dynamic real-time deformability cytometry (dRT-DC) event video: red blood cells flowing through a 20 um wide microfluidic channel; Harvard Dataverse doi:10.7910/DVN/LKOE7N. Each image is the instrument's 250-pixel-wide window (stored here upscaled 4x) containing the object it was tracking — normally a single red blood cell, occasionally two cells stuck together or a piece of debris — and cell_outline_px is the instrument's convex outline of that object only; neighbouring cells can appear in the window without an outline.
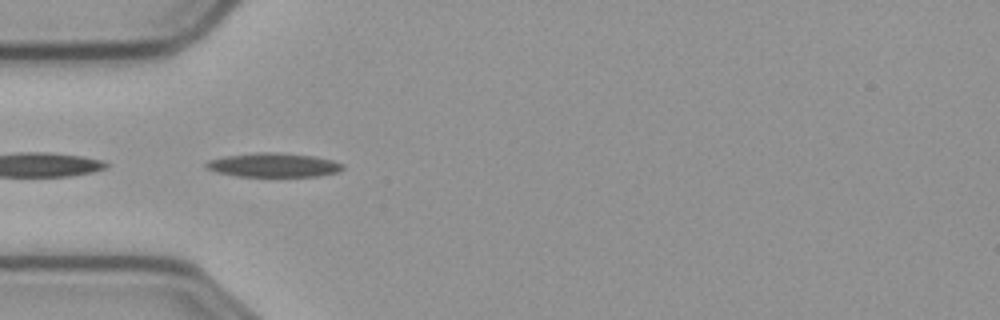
{"species": "common noctule bat (a hibernating species)", "species_latin": "Nyctalus noctula", "temperature_condition": "cold", "stored_images_in_passage": 11, "camera_frame_rate_fps": 3000, "um_per_image_px": 0.085, "animal": {"sex": "male", "body_mass_g": 23.1, "forearm_length_mm": 52.7}, "frame": {"image": 1, "passage_image": 1, "time_ms": 0.0, "image_size_px": [1000, 320], "cell_outline_px": [[344, 168], [336, 172], [316, 176], [236, 176], [216, 172], [208, 168], [204, 164], [208, 160], [228, 156], [260, 152], [268, 152], [312, 156], [332, 160], [344, 164]], "centroid_in_image_um": [23.24, 14.03], "position_along_channel_um": 61.8, "area_um2": 18.73}}
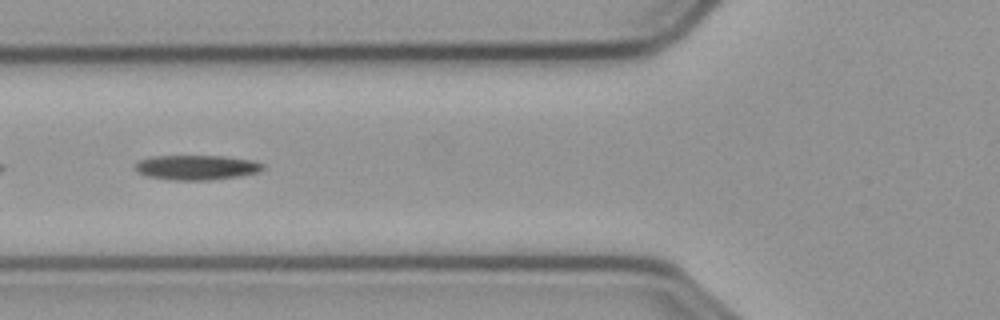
{"frame": {"image": 2, "passage_image": 5, "time_ms": 1.333, "image_size_px": [1000, 320], "cell_outline_px": [[264, 168], [256, 172], [240, 176], [208, 180], [172, 180], [148, 176], [136, 172], [136, 164], [140, 160], [152, 156], [224, 156], [252, 160], [264, 164]], "centroid_in_image_um": [16.7, 14.23], "position_along_channel_um": 109.1, "area_um2": 18.32}}
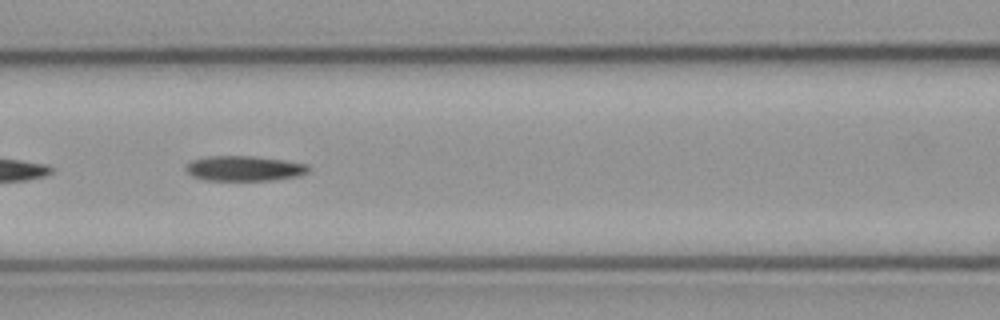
{"frame": {"image": 3, "passage_image": 8, "time_ms": 2.333, "image_size_px": [1000, 320], "cell_outline_px": [[308, 172], [296, 176], [272, 180], [204, 180], [192, 176], [184, 168], [192, 160], [208, 156], [252, 156], [284, 160], [308, 164]], "centroid_in_image_um": [20.74, 14.31], "position_along_channel_um": 145.9, "area_um2": 17.8}}